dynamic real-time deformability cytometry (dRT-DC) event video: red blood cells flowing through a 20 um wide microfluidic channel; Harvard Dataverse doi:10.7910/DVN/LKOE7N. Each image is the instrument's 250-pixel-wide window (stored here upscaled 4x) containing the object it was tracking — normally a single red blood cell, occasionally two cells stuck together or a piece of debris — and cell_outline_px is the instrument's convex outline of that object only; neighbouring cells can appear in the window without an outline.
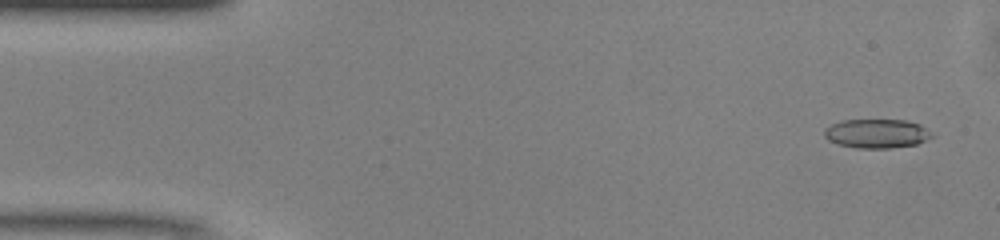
{"species": "common noctule bat (a hibernating species)", "species_latin": "Nyctalus noctula", "temperature_condition": "warm", "stored_images_in_passage": 49, "camera_frame_rate_fps": 3000, "um_per_image_px": 0.085, "animal": {"sex": "male", "body_mass_g": 13.0, "forearm_length_mm": 53.1}, "frame": {"image": 1, "passage_image": 2, "time_ms": 0.333, "image_size_px": [1000, 240], "cell_outline_px": [[936, 136], [916, 144], [892, 148], [856, 148], [836, 144], [828, 140], [824, 136], [824, 128], [840, 120], [904, 120], [920, 124]], "centroid_in_image_um": [74.51, 11.35], "position_along_channel_um": 10.5, "area_um2": 18.38}}
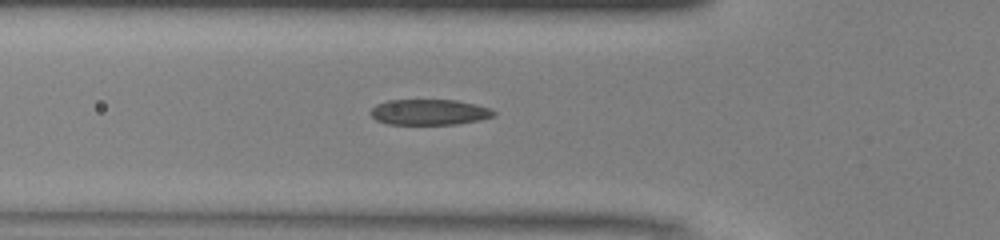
{"frame": {"image": 2, "passage_image": 16, "time_ms": 5.0, "image_size_px": [1000, 240], "cell_outline_px": [[496, 116], [480, 120], [456, 124], [388, 124], [376, 120], [368, 112], [376, 104], [388, 100], [456, 100], [476, 104], [492, 108], [496, 112]], "centroid_in_image_um": [36.52, 9.53], "position_along_channel_um": 89.3, "area_um2": 18.61}}
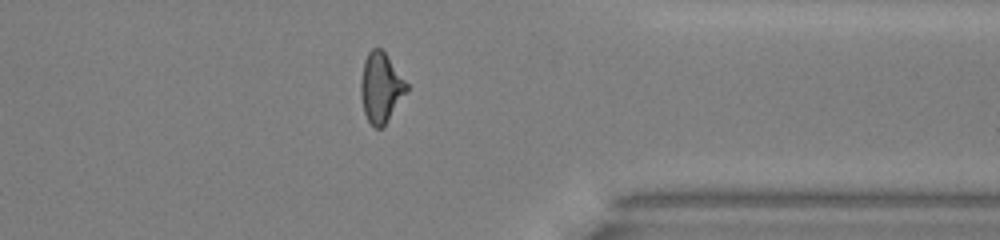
{"frame": {"image": 3, "passage_image": 38, "time_ms": 12.333, "image_size_px": [1000, 240], "cell_outline_px": [[408, 88], [384, 124], [380, 128], [376, 128], [368, 120], [364, 112], [360, 96], [360, 80], [364, 60], [368, 52], [372, 48], [380, 48], [384, 52], [408, 84]], "centroid_in_image_um": [32.33, 7.41], "position_along_channel_um": 379.1, "area_um2": 18.15}, "authors_computed_cell_mechanics": {"area_um2": 18.8428, "velocity_mm_per_s": 4.1219, "shape_relaxation_time_tau1_ms": 5.2993, "shape_relaxation_time_tau2_ms": 1.0284, "deformation_change_tau1": 0.1832, "deformation_change_tau2": 0.0924}}